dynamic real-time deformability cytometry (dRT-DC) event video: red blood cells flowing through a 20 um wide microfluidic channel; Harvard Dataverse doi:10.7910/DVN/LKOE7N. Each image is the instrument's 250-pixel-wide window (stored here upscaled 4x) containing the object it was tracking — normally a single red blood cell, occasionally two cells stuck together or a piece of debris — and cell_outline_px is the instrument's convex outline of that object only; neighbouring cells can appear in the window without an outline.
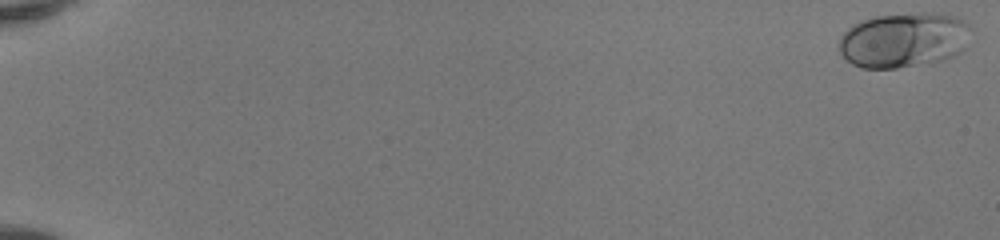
{"species": "human", "species_latin": "Homo sapiens", "temperature_condition": "room temperature", "stored_images_in_passage": 51, "camera_frame_rate_fps": 3000, "um_per_image_px": 0.085, "donor": {"sex": "female"}, "frame": {"image": 1, "passage_image": 1, "time_ms": 0.0, "image_size_px": [1000, 240], "cell_outline_px": [[968, 28], [964, 48], [960, 52], [944, 60], [932, 64], [896, 68], [860, 68], [852, 64], [840, 52], [840, 36], [848, 28], [864, 20], [876, 16], [920, 12], [924, 12], [952, 16], [964, 20], [968, 24]], "centroid_in_image_um": [76.8, 3.42], "position_along_channel_um": 8.2, "area_um2": 42.08}}
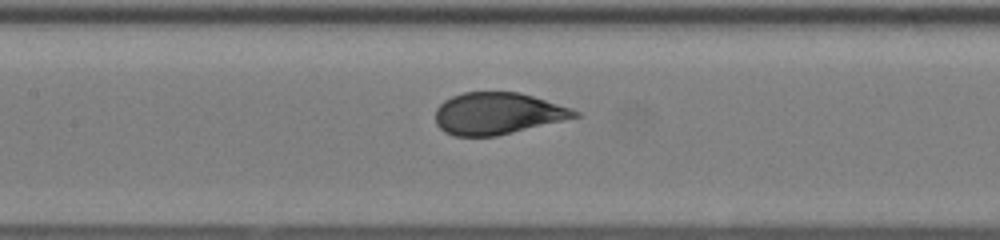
{"frame": {"image": 2, "passage_image": 27, "time_ms": 8.667, "image_size_px": [1000, 240], "cell_outline_px": [[580, 116], [496, 136], [456, 136], [444, 132], [436, 124], [436, 108], [444, 100], [452, 96], [464, 92], [520, 92], [572, 108], [580, 112]], "centroid_in_image_um": [42.28, 9.64], "position_along_channel_um": 165.1, "area_um2": 33.81}}
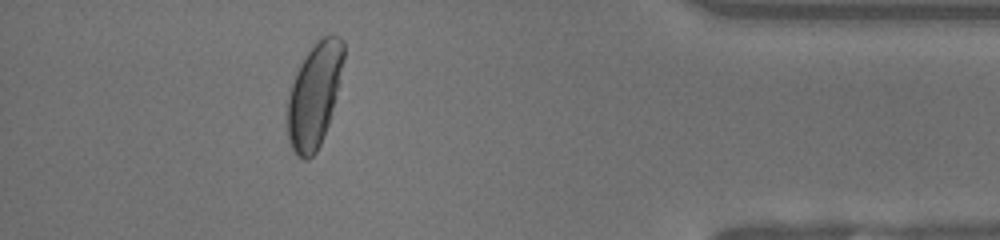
{"frame": {"image": 3, "passage_image": 47, "time_ms": 15.333, "image_size_px": [1000, 240], "cell_outline_px": [[344, 60], [336, 96], [328, 124], [320, 144], [316, 152], [308, 160], [304, 160], [296, 156], [288, 140], [288, 96], [296, 72], [300, 64], [308, 52], [324, 36], [340, 36], [344, 40]], "centroid_in_image_um": [26.72, 8.11], "position_along_channel_um": 408.5, "area_um2": 33.7}, "authors_computed_cell_mechanics": {"area_um2": 35.3158, "velocity_mm_per_s": 4.1555, "shape_relaxation_time_tau1_ms": 2.8523, "shape_relaxation_time_tau2_ms": null, "deformation_change_tau1": 0.1652, "deformation_change_tau2": null}}